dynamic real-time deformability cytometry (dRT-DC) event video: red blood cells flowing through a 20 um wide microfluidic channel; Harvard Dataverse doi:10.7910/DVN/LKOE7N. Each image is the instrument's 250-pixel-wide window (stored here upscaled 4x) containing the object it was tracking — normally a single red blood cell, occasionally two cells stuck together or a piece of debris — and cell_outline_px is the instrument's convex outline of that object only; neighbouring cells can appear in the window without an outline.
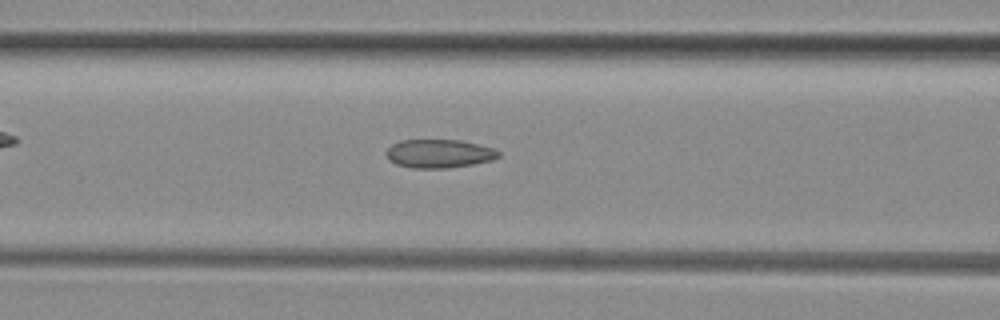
{"species": "common noctule bat (a hibernating species)", "species_latin": "Nyctalus noctula", "temperature_condition": "room temperature", "stored_images_in_passage": 49, "camera_frame_rate_fps": 3000, "um_per_image_px": 0.085, "animal": {"sex": "female", "body_mass_g": 29.2, "forearm_length_mm": 56.3}, "frame": {"image": 1, "passage_image": 19, "time_ms": 6.0, "image_size_px": [1000, 320], "cell_outline_px": [[500, 156], [492, 160], [472, 164], [448, 168], [412, 168], [396, 164], [388, 160], [384, 152], [392, 144], [400, 140], [460, 140], [492, 148], [500, 152]], "centroid_in_image_um": [37.27, 13.06], "position_along_channel_um": 129.3, "area_um2": 18.67}}
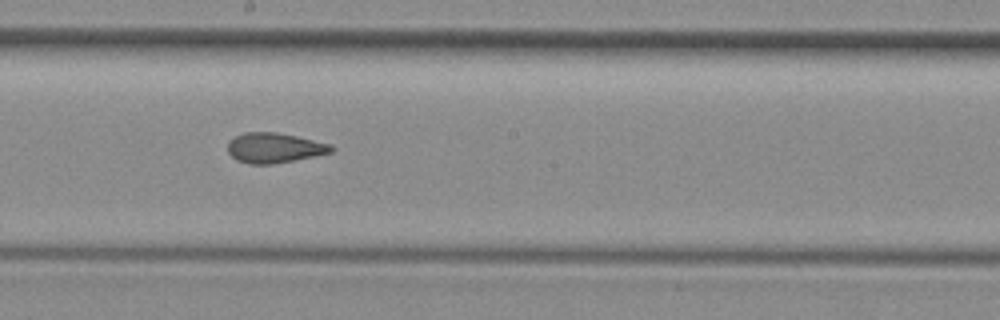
{"frame": {"image": 2, "passage_image": 26, "time_ms": 8.333, "image_size_px": [1000, 320], "cell_outline_px": [[336, 148], [332, 152], [272, 164], [248, 164], [236, 160], [228, 152], [228, 144], [236, 136], [244, 132], [276, 132], [296, 136], [332, 144]], "centroid_in_image_um": [23.33, 12.56], "position_along_channel_um": 224.9, "area_um2": 17.98}}
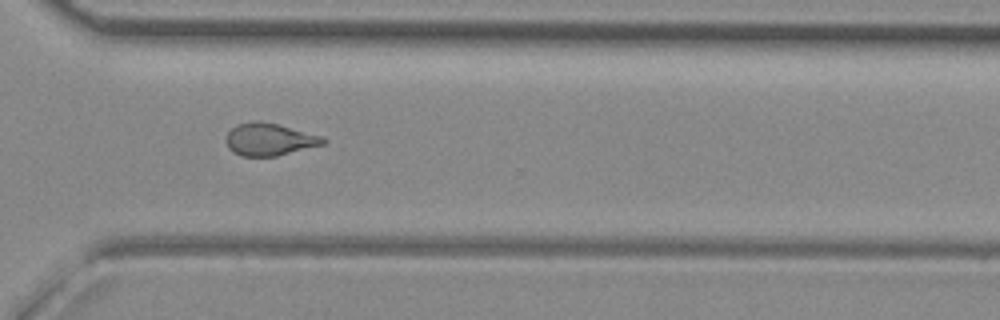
{"frame": {"image": 3, "passage_image": 35, "time_ms": 11.333, "image_size_px": [1000, 320], "cell_outline_px": [[328, 140], [324, 144], [276, 156], [240, 156], [232, 152], [228, 148], [224, 140], [228, 132], [236, 124], [252, 120], [256, 120], [276, 124], [324, 136]], "centroid_in_image_um": [22.87, 11.85], "position_along_channel_um": 347.7, "area_um2": 18.5}, "authors_computed_cell_mechanics": {"area_um2": 18.9006, "velocity_mm_per_s": 4.1013, "shape_relaxation_time_tau1_ms": null, "shape_relaxation_time_tau2_ms": 1.927, "deformation_change_tau1": null, "deformation_change_tau2": 0.0976}}